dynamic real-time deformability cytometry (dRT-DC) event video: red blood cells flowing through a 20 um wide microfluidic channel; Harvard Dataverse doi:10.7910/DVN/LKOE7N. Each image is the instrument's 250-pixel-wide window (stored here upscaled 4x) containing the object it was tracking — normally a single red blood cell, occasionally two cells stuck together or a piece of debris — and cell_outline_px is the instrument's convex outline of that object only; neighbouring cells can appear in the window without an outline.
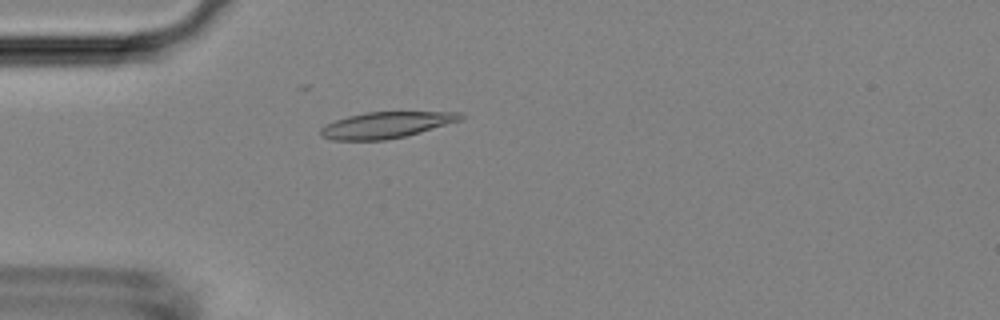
{"species": "Egyptian fruit bat (a non-hibernating species)", "species_latin": "Rousettus aegyptiacus", "temperature_condition": "room temperature", "stored_images_in_passage": 1, "camera_frame_rate_fps": 3000, "um_per_image_px": 0.085, "animal": {"sex": "female"}, "frame": {"image": 1, "passage_image": 1, "time_ms": 0.0, "image_size_px": [1000, 320], "cell_outline_px": [[464, 116], [460, 120], [420, 132], [404, 136], [384, 140], [332, 140], [320, 136], [320, 128], [336, 120], [348, 116], [364, 112], [464, 112]], "centroid_in_image_um": [32.8, 10.62], "position_along_channel_um": 52.2, "area_um2": 21.15}}